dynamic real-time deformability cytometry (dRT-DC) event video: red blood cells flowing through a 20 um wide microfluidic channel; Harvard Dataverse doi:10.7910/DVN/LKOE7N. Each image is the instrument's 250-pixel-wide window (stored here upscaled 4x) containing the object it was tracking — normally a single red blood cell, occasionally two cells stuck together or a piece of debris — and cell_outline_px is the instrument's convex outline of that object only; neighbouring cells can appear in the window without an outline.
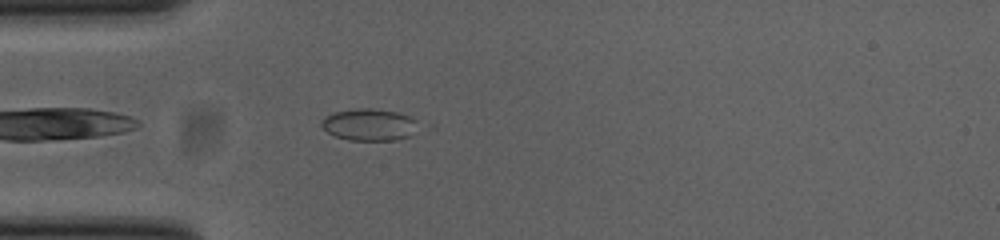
{"species": "common noctule bat (a hibernating species)", "species_latin": "Nyctalus noctula", "temperature_condition": "cold", "stored_images_in_passage": 34, "camera_frame_rate_fps": 3000, "um_per_image_px": 0.085, "animal": {"sex": "female", "body_mass_g": 23.0, "forearm_length_mm": 53.4}, "frame": {"image": 1, "passage_image": 1, "time_ms": 0.0, "image_size_px": [1000, 240], "cell_outline_px": [[416, 120], [408, 136], [396, 140], [348, 140], [336, 136], [328, 132], [320, 124], [320, 120], [324, 116], [332, 112], [352, 108], [372, 108], [396, 112], [408, 116]], "centroid_in_image_um": [31.26, 10.58], "position_along_channel_um": 53.7, "area_um2": 17.74}}
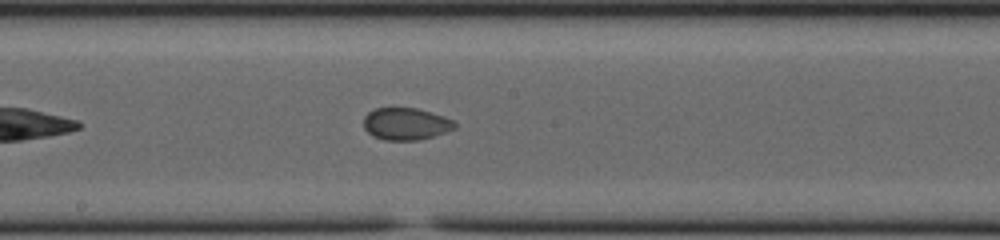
{"frame": {"image": 2, "passage_image": 14, "time_ms": 4.333, "image_size_px": [1000, 240], "cell_outline_px": [[456, 128], [420, 140], [384, 140], [372, 136], [364, 128], [364, 116], [368, 112], [376, 108], [416, 108], [432, 112], [444, 116], [452, 120], [456, 124]], "centroid_in_image_um": [34.48, 10.53], "position_along_channel_um": 213.7, "area_um2": 17.05}}
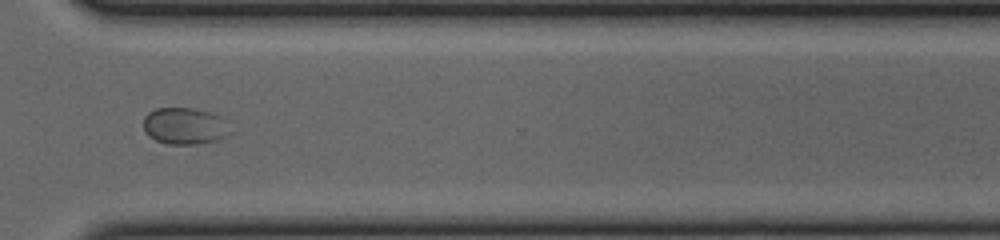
{"frame": {"image": 3, "passage_image": 25, "time_ms": 8.0, "image_size_px": [1000, 240], "cell_outline_px": [[232, 136], [220, 140], [196, 144], [168, 144], [156, 140], [148, 136], [144, 132], [144, 116], [148, 112], [156, 108], [192, 108], [216, 112], [220, 116], [232, 132]], "centroid_in_image_um": [15.74, 10.71], "position_along_channel_um": 354.9, "area_um2": 19.02}}